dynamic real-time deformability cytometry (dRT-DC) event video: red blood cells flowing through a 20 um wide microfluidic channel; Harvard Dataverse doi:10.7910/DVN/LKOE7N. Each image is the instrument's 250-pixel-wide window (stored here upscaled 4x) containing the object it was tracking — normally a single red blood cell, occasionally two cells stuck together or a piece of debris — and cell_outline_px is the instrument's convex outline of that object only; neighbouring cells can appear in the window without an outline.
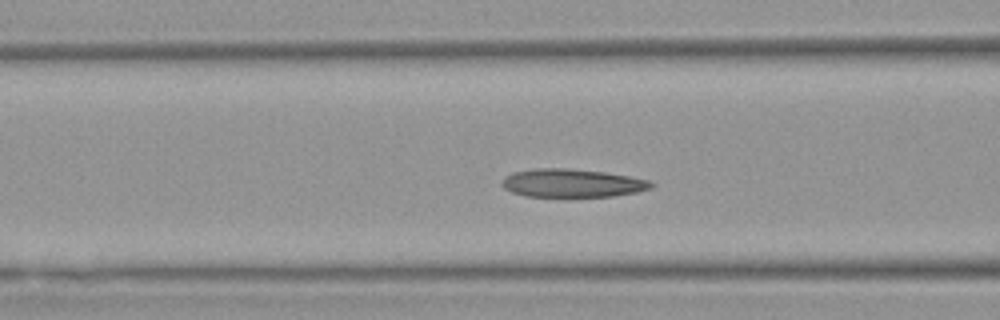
{"species": "Egyptian fruit bat (a non-hibernating species)", "species_latin": "Rousettus aegyptiacus", "temperature_condition": "warm", "stored_images_in_passage": 49, "camera_frame_rate_fps": 3000, "um_per_image_px": 0.085, "animal": {"sex": "female"}, "frame": {"image": 1, "passage_image": 17, "time_ms": 5.333, "image_size_px": [1000, 320], "cell_outline_px": [[656, 184], [652, 188], [636, 192], [612, 196], [524, 196], [512, 192], [504, 188], [500, 184], [504, 176], [512, 172], [536, 168], [568, 168], [604, 172], [628, 176], [648, 180]], "centroid_in_image_um": [48.6, 15.55], "position_along_channel_um": 118.0, "area_um2": 24.57}}
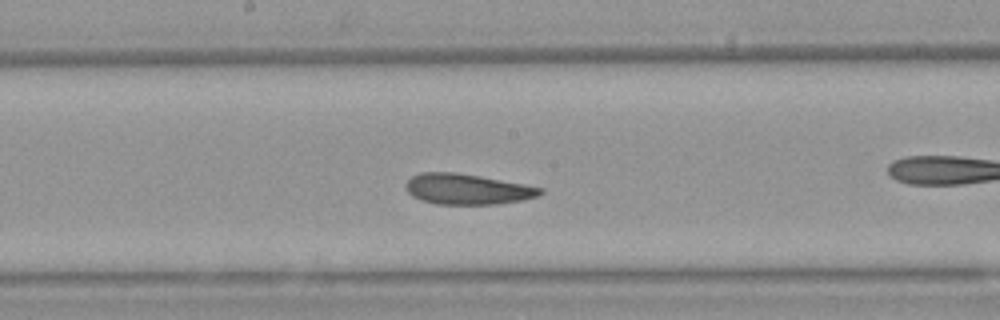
{"frame": {"image": 2, "passage_image": 24, "time_ms": 7.667, "image_size_px": [1000, 320], "cell_outline_px": [[544, 192], [540, 196], [520, 200], [496, 204], [436, 204], [420, 200], [412, 196], [408, 192], [404, 184], [412, 176], [420, 172], [456, 172], [480, 176], [524, 184], [544, 188]], "centroid_in_image_um": [39.71, 16.07], "position_along_channel_um": 208.5, "area_um2": 24.04}}
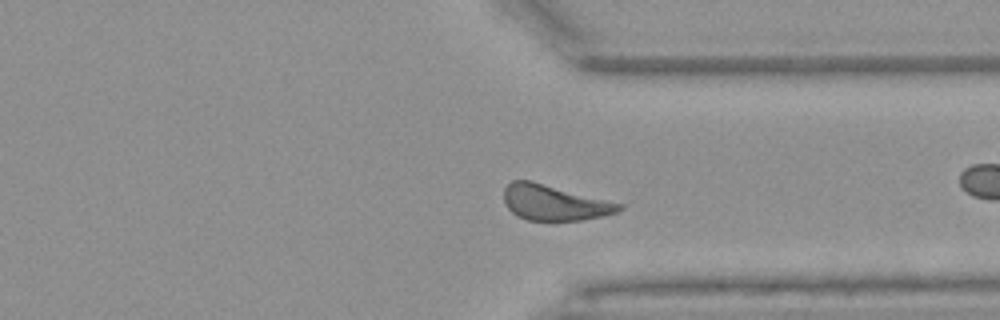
{"frame": {"image": 3, "passage_image": 36, "time_ms": 11.667, "image_size_px": [1000, 320], "cell_outline_px": [[624, 208], [616, 212], [604, 216], [580, 220], [528, 220], [516, 216], [508, 208], [504, 200], [504, 188], [512, 180], [532, 180], [624, 204]], "centroid_in_image_um": [47.12, 17.21], "position_along_channel_um": 364.3, "area_um2": 23.93}, "authors_computed_cell_mechanics": {"area_um2": 24.2182, "velocity_mm_per_s": 3.8907, "shape_relaxation_time_tau1_ms": 5.8646, "shape_relaxation_time_tau2_ms": 3.2356, "deformation_change_tau1": 0.1444, "deformation_change_tau2": 0.1026}}